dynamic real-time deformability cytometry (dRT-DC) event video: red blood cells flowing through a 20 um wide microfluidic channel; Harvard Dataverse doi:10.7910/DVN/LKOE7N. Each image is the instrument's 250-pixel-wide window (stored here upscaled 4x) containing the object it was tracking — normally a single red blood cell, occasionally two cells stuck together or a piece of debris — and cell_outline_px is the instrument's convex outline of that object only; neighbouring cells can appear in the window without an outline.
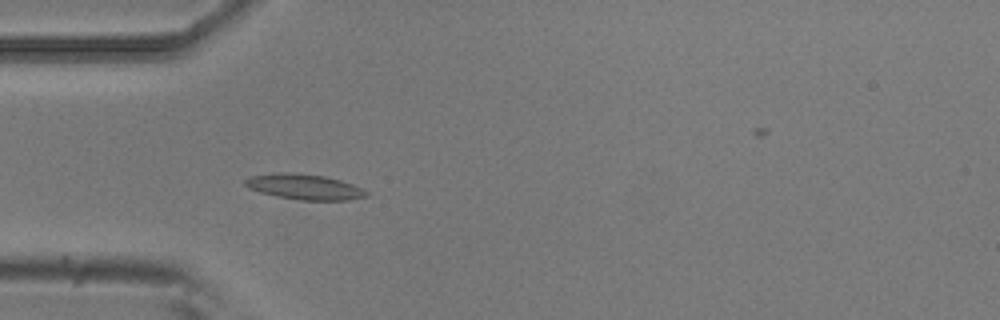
{"species": "common noctule bat (a hibernating species)", "species_latin": "Nyctalus noctula", "temperature_condition": "room temperature", "stored_images_in_passage": 4, "camera_frame_rate_fps": 3000, "um_per_image_px": 0.085, "animal": {"sex": "male", "body_mass_g": 20.5, "forearm_length_mm": 52.5}, "frame": {"image": 1, "passage_image": 4, "time_ms": 1.0, "image_size_px": [1000, 320], "cell_outline_px": [[368, 196], [348, 200], [300, 200], [276, 196], [260, 192], [248, 188], [244, 184], [244, 180], [248, 176], [272, 172], [292, 172], [324, 176], [340, 180], [352, 184], [368, 192]], "centroid_in_image_um": [25.81, 15.87], "position_along_channel_um": 59.2, "area_um2": 18.09}}